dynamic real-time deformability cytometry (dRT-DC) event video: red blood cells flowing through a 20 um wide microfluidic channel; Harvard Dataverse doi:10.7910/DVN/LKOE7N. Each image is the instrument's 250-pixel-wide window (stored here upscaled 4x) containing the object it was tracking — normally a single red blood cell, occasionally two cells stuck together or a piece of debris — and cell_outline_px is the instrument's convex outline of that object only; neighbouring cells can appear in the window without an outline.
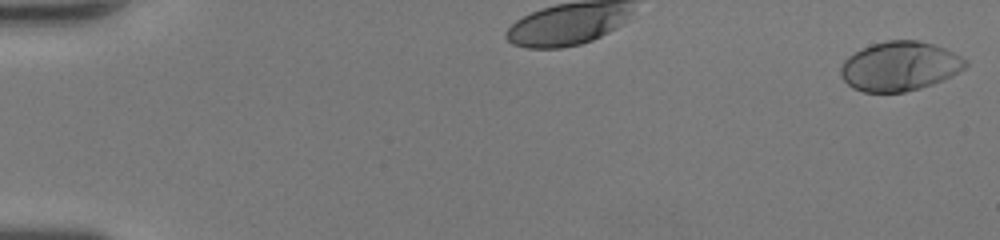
{"species": "human", "species_latin": "Homo sapiens", "temperature_condition": "room temperature", "stored_images_in_passage": 31, "camera_frame_rate_fps": 3000, "um_per_image_px": 0.085, "donor": {"sex": "female"}, "frame": {"image": 1, "passage_image": 1, "time_ms": 0.0, "image_size_px": [1000, 240], "cell_outline_px": [[968, 64], [964, 68], [932, 84], [920, 88], [904, 92], [864, 92], [852, 88], [840, 76], [840, 68], [844, 60], [848, 56], [872, 44], [888, 40], [916, 40], [932, 44], [944, 48], [968, 60]], "centroid_in_image_um": [76.44, 5.63], "position_along_channel_um": 8.6, "area_um2": 35.49}}
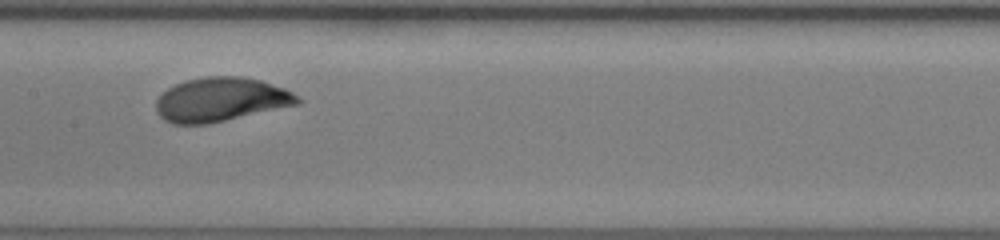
{"frame": {"image": 2, "passage_image": 16, "time_ms": 5.0, "image_size_px": [1000, 240], "cell_outline_px": [[300, 104], [208, 124], [172, 124], [164, 120], [156, 112], [156, 100], [168, 88], [176, 84], [188, 80], [204, 76], [240, 76], [260, 80], [284, 88], [292, 92], [300, 100]], "centroid_in_image_um": [18.76, 8.47], "position_along_channel_um": 188.6, "area_um2": 36.18}}
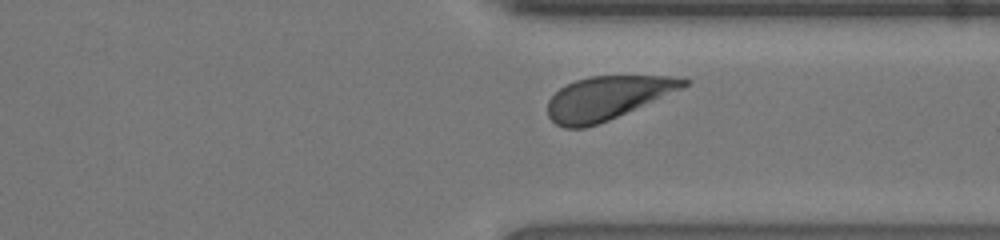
{"frame": {"image": 3, "passage_image": 28, "time_ms": 9.0, "image_size_px": [1000, 240], "cell_outline_px": [[692, 80], [684, 88], [608, 120], [584, 128], [564, 128], [556, 124], [548, 116], [548, 100], [560, 88], [576, 80], [588, 76], [672, 76]], "centroid_in_image_um": [51.62, 8.31], "position_along_channel_um": 359.8, "area_um2": 34.16}, "authors_computed_cell_mechanics": {"area_um2": 35.6048, "velocity_mm_per_s": 4.2504, "shape_relaxation_time_tau1_ms": 2.1118, "shape_relaxation_time_tau2_ms": null, "deformation_change_tau1": 0.1393, "deformation_change_tau2": null}}